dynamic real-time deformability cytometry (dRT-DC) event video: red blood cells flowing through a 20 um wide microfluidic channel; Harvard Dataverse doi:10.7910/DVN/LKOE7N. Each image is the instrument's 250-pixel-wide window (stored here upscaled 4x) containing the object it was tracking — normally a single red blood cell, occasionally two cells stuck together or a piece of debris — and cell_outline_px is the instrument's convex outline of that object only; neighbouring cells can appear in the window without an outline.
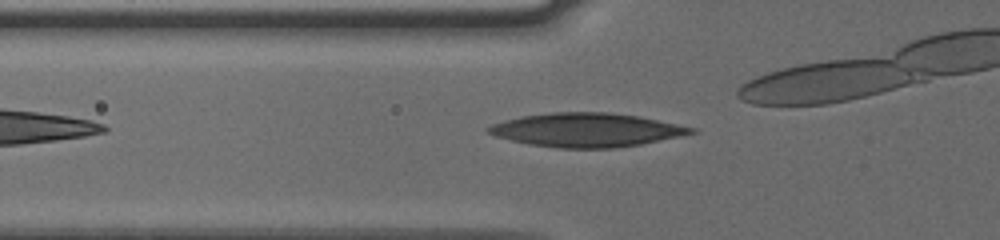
{"species": "human", "species_latin": "Homo sapiens", "temperature_condition": "cold", "stored_images_in_passage": 28, "camera_frame_rate_fps": 3000, "um_per_image_px": 0.085, "donor": {"sex": "male"}, "frame": {"image": 1, "passage_image": 3, "time_ms": 0.667, "image_size_px": [1000, 240], "cell_outline_px": [[696, 132], [640, 144], [616, 148], [560, 148], [528, 144], [496, 136], [488, 132], [484, 128], [492, 124], [504, 120], [520, 116], [552, 112], [608, 112], [636, 116], [696, 128]], "centroid_in_image_um": [49.78, 11.04], "position_along_channel_um": 76.0, "area_um2": 39.54}}
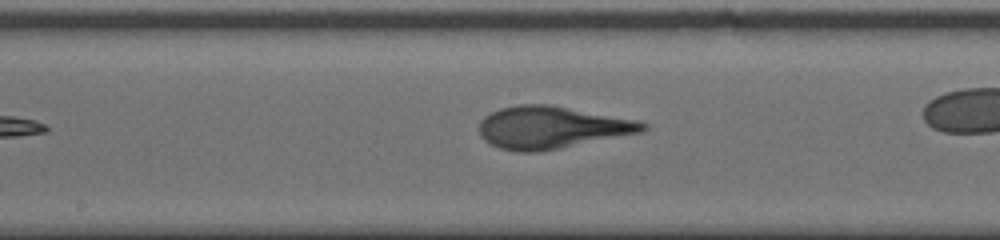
{"frame": {"image": 2, "passage_image": 13, "time_ms": 4.0, "image_size_px": [1000, 240], "cell_outline_px": [[648, 128], [640, 132], [560, 148], [536, 152], [516, 152], [500, 148], [484, 140], [480, 136], [480, 120], [484, 116], [500, 108], [520, 104], [548, 104], [640, 120], [648, 124]], "centroid_in_image_um": [46.88, 10.82], "position_along_channel_um": 201.3, "area_um2": 40.17}}
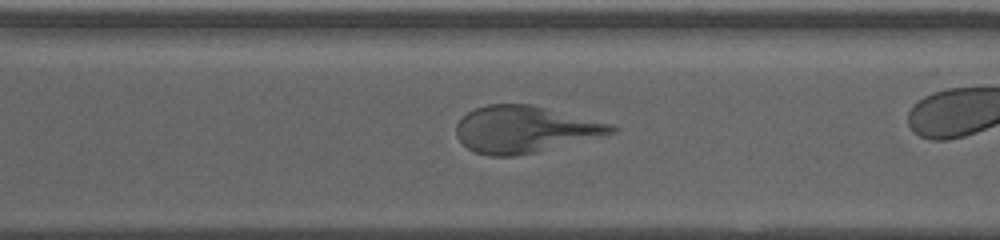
{"frame": {"image": 3, "passage_image": 23, "time_ms": 7.333, "image_size_px": [1000, 240], "cell_outline_px": [[620, 128], [616, 132], [532, 152], [512, 156], [488, 156], [476, 152], [468, 148], [456, 136], [456, 124], [468, 112], [476, 108], [488, 104], [532, 104], [612, 124]], "centroid_in_image_um": [44.57, 10.97], "position_along_channel_um": 326.0, "area_um2": 41.56}}